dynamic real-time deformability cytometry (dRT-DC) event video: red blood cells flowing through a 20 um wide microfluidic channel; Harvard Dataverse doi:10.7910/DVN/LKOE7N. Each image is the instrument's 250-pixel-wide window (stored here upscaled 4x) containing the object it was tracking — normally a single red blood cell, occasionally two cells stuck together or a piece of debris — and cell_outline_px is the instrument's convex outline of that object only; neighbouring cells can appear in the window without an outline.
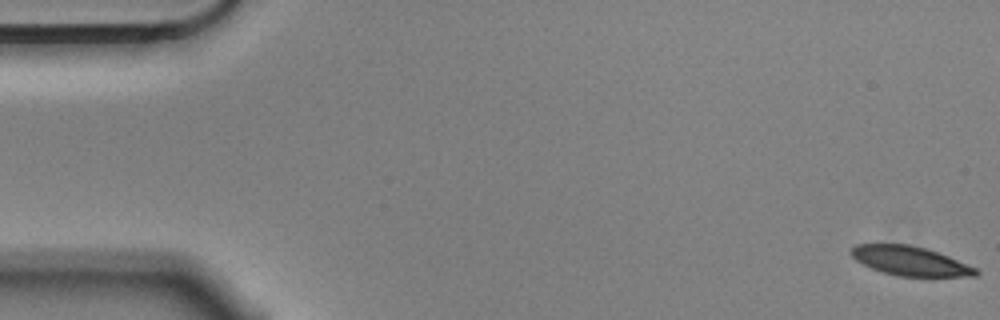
{"species": "Egyptian fruit bat (a non-hibernating species)", "species_latin": "Rousettus aegyptiacus", "temperature_condition": "cold", "stored_images_in_passage": 10, "camera_frame_rate_fps": 3000, "um_per_image_px": 0.085, "animal": {"sex": "male"}, "frame": {"image": 1, "passage_image": 1, "time_ms": 0.0, "image_size_px": [1000, 320], "cell_outline_px": [[980, 272], [976, 276], [896, 276], [880, 272], [856, 260], [852, 256], [852, 248], [856, 244], [908, 244], [924, 248], [948, 256], [976, 268]], "centroid_in_image_um": [77.36, 22.19], "position_along_channel_um": 7.6, "area_um2": 20.98}}
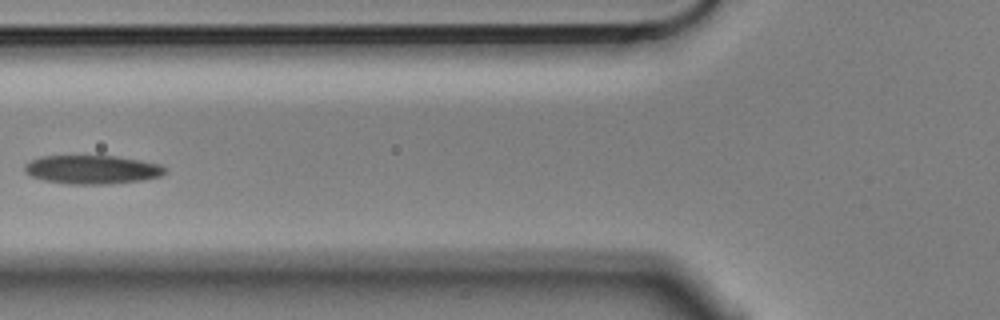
{"frame": {"image": 2, "passage_image": 7, "time_ms": 2.0, "image_size_px": [1000, 320], "cell_outline_px": [[168, 172], [160, 176], [144, 180], [108, 184], [68, 184], [44, 180], [32, 176], [24, 172], [24, 164], [40, 156], [116, 156], [140, 160], [160, 164], [168, 168]], "centroid_in_image_um": [7.87, 14.41], "position_along_channel_um": 117.9, "area_um2": 23.64}}
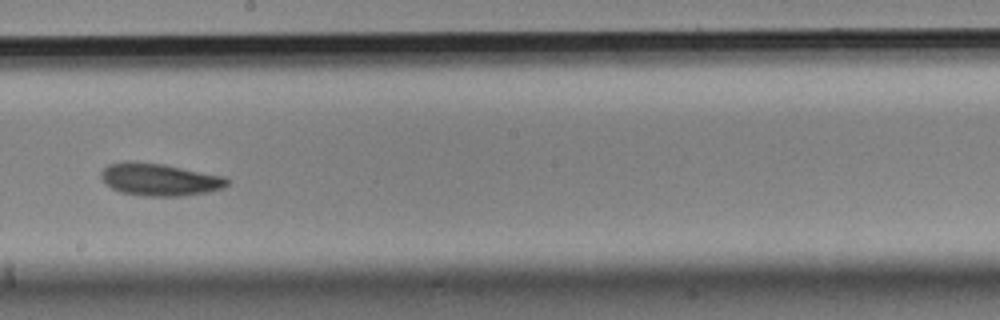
{"frame": {"image": 3, "passage_image": 10, "time_ms": 3.0, "image_size_px": [1000, 320], "cell_outline_px": [[228, 184], [224, 188], [208, 192], [180, 196], [144, 196], [120, 192], [104, 184], [100, 176], [100, 172], [108, 164], [164, 164], [224, 176], [228, 180]], "centroid_in_image_um": [13.6, 15.3], "position_along_channel_um": 234.6, "area_um2": 23.24}}